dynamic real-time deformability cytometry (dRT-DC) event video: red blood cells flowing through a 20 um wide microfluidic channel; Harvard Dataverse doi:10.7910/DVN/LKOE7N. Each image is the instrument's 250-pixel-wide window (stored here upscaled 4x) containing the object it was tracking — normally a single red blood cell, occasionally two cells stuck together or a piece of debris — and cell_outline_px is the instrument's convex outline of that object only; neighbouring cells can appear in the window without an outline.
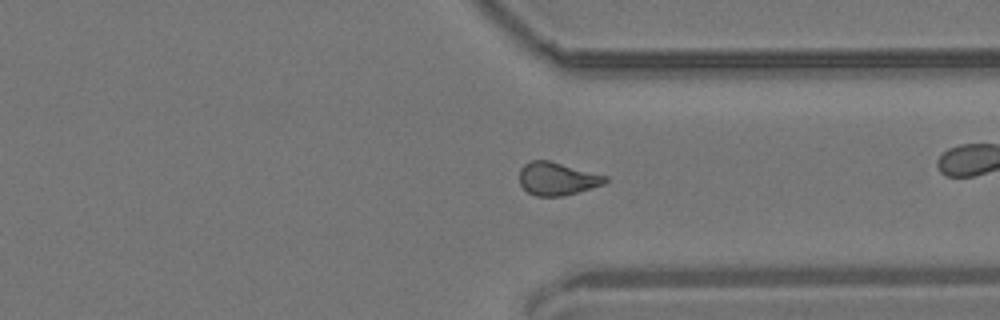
{"species": "common noctule bat (a hibernating species)", "species_latin": "Nyctalus noctula", "temperature_condition": "room temperature", "stored_images_in_passage": 37, "camera_frame_rate_fps": 3000, "um_per_image_px": 0.085, "animal": {"sex": "male", "body_mass_g": 19.2, "forearm_length_mm": 51.8}, "frame": {"image": 1, "passage_image": 22, "time_ms": 7.0, "image_size_px": [1000, 320], "cell_outline_px": [[608, 180], [604, 184], [564, 196], [536, 196], [528, 192], [520, 184], [520, 168], [524, 164], [532, 160], [548, 160], [608, 176]], "centroid_in_image_um": [47.36, 15.19], "position_along_channel_um": 364.0, "area_um2": 16.42}}